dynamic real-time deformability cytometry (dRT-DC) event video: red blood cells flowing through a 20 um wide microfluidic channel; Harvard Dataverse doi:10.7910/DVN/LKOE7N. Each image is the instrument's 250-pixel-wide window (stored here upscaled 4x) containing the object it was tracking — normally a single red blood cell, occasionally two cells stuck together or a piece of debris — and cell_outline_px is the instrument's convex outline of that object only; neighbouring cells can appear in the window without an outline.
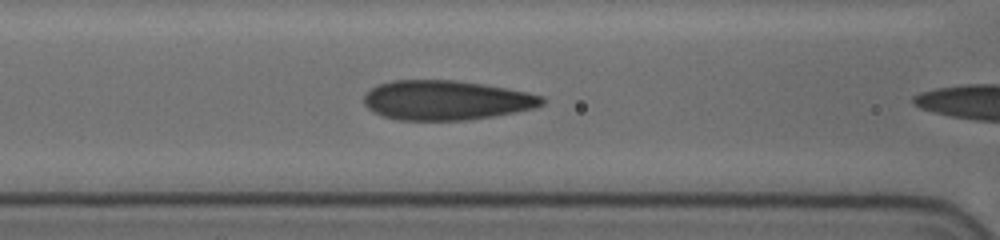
{"species": "human", "species_latin": "Homo sapiens", "temperature_condition": "cold", "stored_images_in_passage": 11, "camera_frame_rate_fps": 3000, "um_per_image_px": 0.085, "donor": {"sex": "female"}, "frame": {"image": 1, "passage_image": 10, "time_ms": 3.0, "image_size_px": [1000, 240], "cell_outline_px": [[544, 104], [532, 108], [492, 116], [468, 120], [400, 120], [384, 116], [368, 108], [364, 104], [364, 96], [376, 84], [392, 80], [456, 80], [528, 92], [540, 96], [544, 100]], "centroid_in_image_um": [37.88, 8.51], "position_along_channel_um": 128.7, "area_um2": 40.63}}